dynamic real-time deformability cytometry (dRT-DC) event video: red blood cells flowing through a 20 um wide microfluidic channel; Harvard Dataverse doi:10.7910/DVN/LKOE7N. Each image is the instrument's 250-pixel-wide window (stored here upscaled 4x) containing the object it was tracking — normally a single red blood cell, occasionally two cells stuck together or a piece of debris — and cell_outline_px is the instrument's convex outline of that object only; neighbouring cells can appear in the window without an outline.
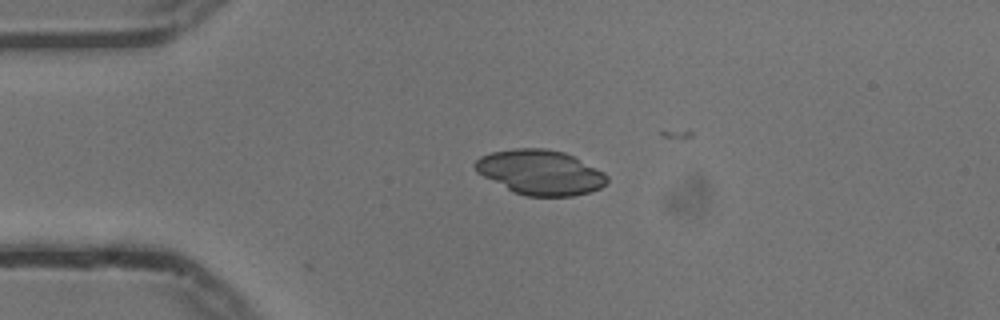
{"species": "common noctule bat (a hibernating species)", "species_latin": "Nyctalus noctula", "temperature_condition": "cold", "stored_images_in_passage": 2, "camera_frame_rate_fps": 3000, "um_per_image_px": 0.085, "animal": {"sex": "male", "body_mass_g": 13.3}, "frame": {"image": 1, "passage_image": 2, "time_ms": 0.333, "image_size_px": [1000, 320], "cell_outline_px": [[608, 180], [600, 188], [588, 192], [572, 196], [524, 196], [476, 172], [472, 164], [480, 156], [492, 152], [516, 148], [544, 148], [564, 152], [604, 172], [608, 176]], "centroid_in_image_um": [45.91, 14.64], "position_along_channel_um": 39.1, "area_um2": 34.1}}